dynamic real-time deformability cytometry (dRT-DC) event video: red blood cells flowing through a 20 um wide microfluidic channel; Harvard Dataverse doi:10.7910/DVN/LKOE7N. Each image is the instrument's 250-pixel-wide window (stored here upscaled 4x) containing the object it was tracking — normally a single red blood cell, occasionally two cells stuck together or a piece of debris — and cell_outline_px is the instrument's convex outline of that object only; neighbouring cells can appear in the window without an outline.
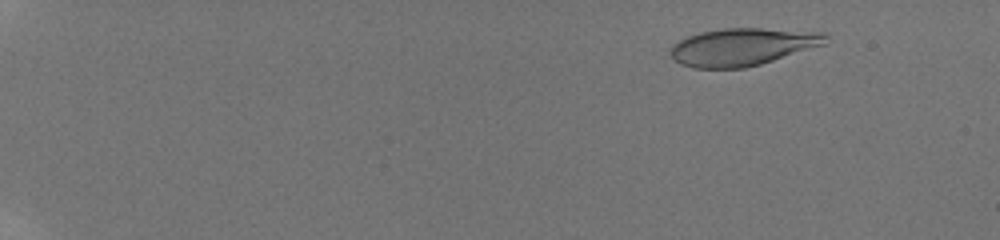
{"species": "human", "species_latin": "Homo sapiens", "temperature_condition": "room temperature", "stored_images_in_passage": 8, "camera_frame_rate_fps": 3000, "um_per_image_px": 0.085, "donor": {"sex": "male"}, "frame": {"image": 1, "passage_image": 3, "time_ms": 2.333, "image_size_px": [1000, 240], "cell_outline_px": [[828, 44], [760, 64], [744, 68], [692, 68], [680, 64], [672, 60], [668, 52], [672, 44], [688, 36], [700, 32], [724, 28], [760, 28], [828, 32]], "centroid_in_image_um": [63.13, 3.98], "position_along_channel_um": 21.9, "area_um2": 34.45}}
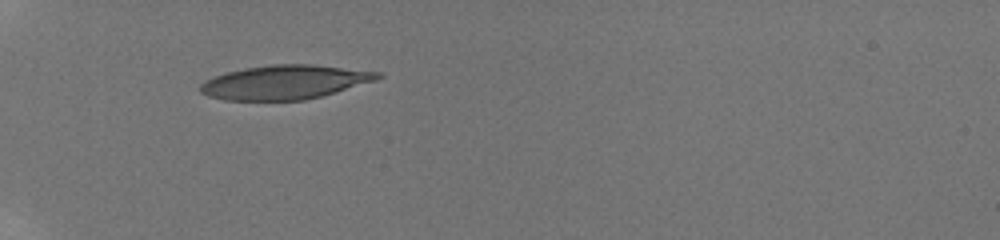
{"frame": {"image": 2, "passage_image": 7, "time_ms": 7.0, "image_size_px": [1000, 240], "cell_outline_px": [[384, 76], [376, 80], [336, 92], [304, 100], [224, 100], [208, 96], [200, 92], [200, 84], [216, 76], [228, 72], [244, 68], [272, 64], [308, 64], [380, 72]], "centroid_in_image_um": [24.21, 6.99], "position_along_channel_um": 60.8, "area_um2": 34.85}}